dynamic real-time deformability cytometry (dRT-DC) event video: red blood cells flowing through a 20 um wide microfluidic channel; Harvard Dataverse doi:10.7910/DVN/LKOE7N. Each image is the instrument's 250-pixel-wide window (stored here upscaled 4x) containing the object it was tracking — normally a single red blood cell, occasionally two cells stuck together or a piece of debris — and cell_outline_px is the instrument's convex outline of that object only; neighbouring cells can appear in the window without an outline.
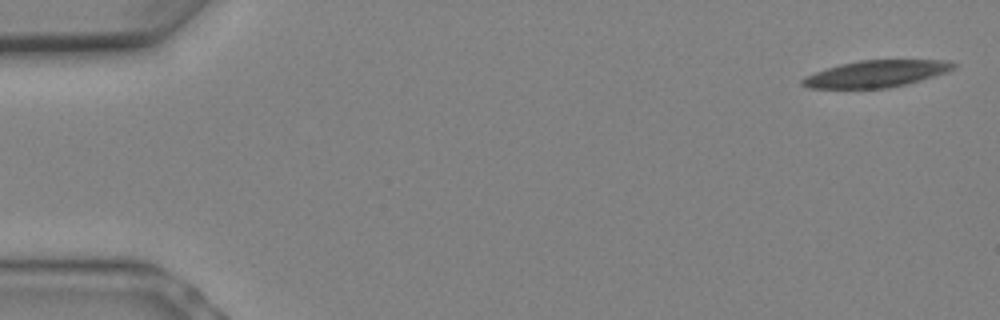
{"species": "Egyptian fruit bat (a non-hibernating species)", "species_latin": "Rousettus aegyptiacus", "temperature_condition": "warm", "stored_images_in_passage": 9, "camera_frame_rate_fps": 3000, "um_per_image_px": 0.085, "animal": {"sex": "female"}, "frame": {"image": 1, "passage_image": 1, "time_ms": 0.0, "image_size_px": [1000, 320], "cell_outline_px": [[956, 68], [948, 72], [908, 84], [888, 88], [808, 88], [800, 84], [800, 80], [804, 76], [840, 64], [860, 60], [948, 60], [956, 64]], "centroid_in_image_um": [74.5, 6.27], "position_along_channel_um": 10.5, "area_um2": 23.7}}
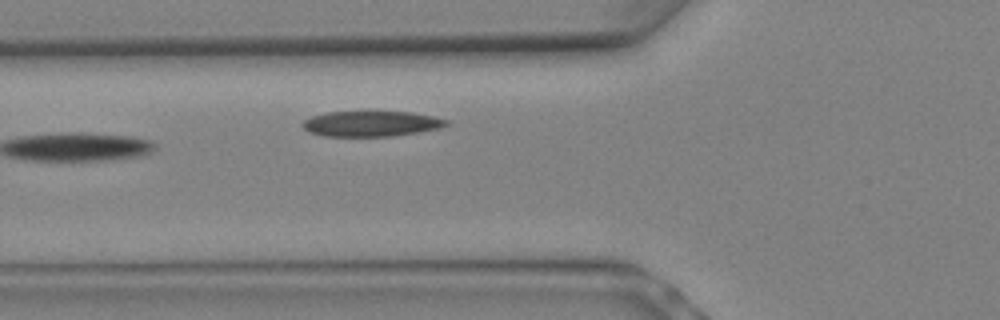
{"frame": {"image": 2, "passage_image": 9, "time_ms": 2.667, "image_size_px": [1000, 320], "cell_outline_px": [[448, 124], [440, 128], [392, 136], [324, 136], [308, 132], [300, 124], [304, 120], [312, 116], [324, 112], [368, 108], [412, 112], [432, 116], [448, 120]], "centroid_in_image_um": [31.49, 10.45], "position_along_channel_um": 94.3, "area_um2": 22.48}}